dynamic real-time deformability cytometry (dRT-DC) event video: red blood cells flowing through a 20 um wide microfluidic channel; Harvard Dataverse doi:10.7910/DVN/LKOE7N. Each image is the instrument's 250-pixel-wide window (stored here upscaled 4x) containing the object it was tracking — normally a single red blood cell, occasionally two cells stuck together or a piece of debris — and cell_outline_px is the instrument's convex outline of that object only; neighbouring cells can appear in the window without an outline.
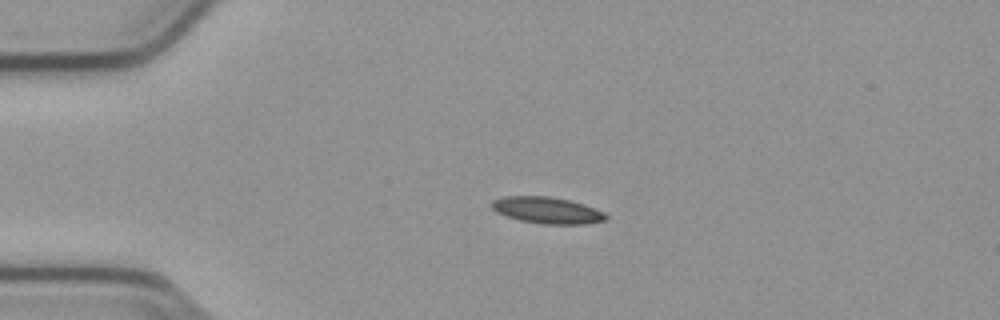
{"species": "common noctule bat (a hibernating species)", "species_latin": "Nyctalus noctula", "temperature_condition": "cold", "stored_images_in_passage": 43, "camera_frame_rate_fps": 3000, "um_per_image_px": 0.085, "animal": {"sex": "male", "body_mass_g": 23.1, "forearm_length_mm": 52.7}, "frame": {"image": 1, "passage_image": 1, "time_ms": 0.0, "image_size_px": [1000, 320], "cell_outline_px": [[608, 220], [584, 224], [544, 224], [520, 220], [496, 212], [488, 204], [492, 200], [504, 196], [548, 196], [568, 200], [584, 204], [604, 212], [608, 216]], "centroid_in_image_um": [46.5, 17.87], "position_along_channel_um": 38.5, "area_um2": 17.69}}
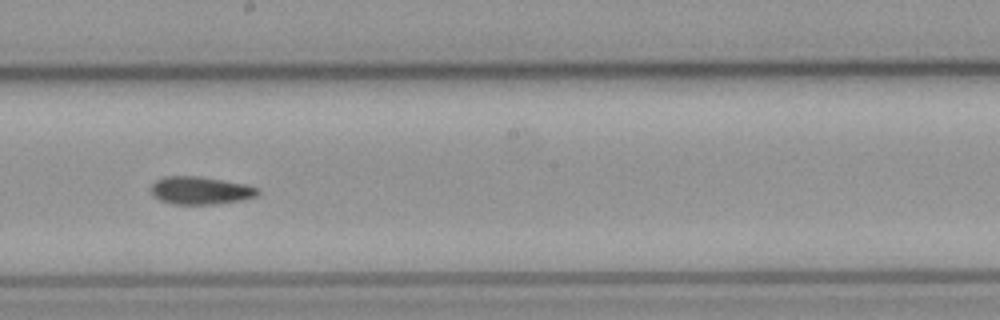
{"frame": {"image": 2, "passage_image": 19, "time_ms": 6.0, "image_size_px": [1000, 320], "cell_outline_px": [[260, 192], [256, 196], [240, 200], [216, 204], [172, 204], [160, 200], [152, 196], [152, 184], [156, 180], [164, 176], [200, 176], [248, 184], [260, 188]], "centroid_in_image_um": [17.06, 16.18], "position_along_channel_um": 231.1, "area_um2": 17.46}}
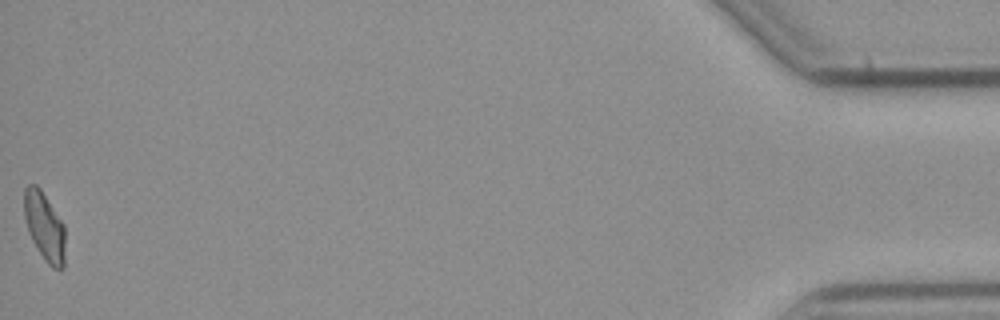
{"frame": {"image": 3, "passage_image": 43, "time_ms": 14.0, "image_size_px": [1000, 320], "cell_outline_px": [[64, 268], [52, 268], [44, 260], [32, 240], [28, 232], [24, 216], [24, 188], [28, 184], [36, 184], [40, 188], [64, 224]], "centroid_in_image_um": [3.77, 19.24], "position_along_channel_um": 431.4, "area_um2": 16.36}, "authors_computed_cell_mechanics": {"area_um2": 17.051, "velocity_mm_per_s": 3.7756, "shape_relaxation_time_tau1_ms": null, "shape_relaxation_time_tau2_ms": 4.9825, "deformation_change_tau1": null, "deformation_change_tau2": 0.1035}}